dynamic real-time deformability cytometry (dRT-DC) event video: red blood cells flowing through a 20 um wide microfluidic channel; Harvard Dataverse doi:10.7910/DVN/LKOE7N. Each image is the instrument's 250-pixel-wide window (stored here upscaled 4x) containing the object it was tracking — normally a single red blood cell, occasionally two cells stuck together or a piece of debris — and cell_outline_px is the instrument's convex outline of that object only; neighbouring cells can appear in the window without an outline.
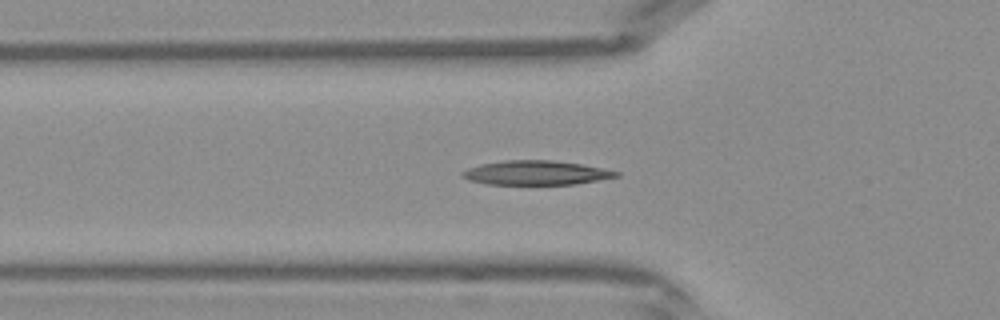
{"species": "Egyptian fruit bat (a non-hibernating species)", "species_latin": "Rousettus aegyptiacus", "temperature_condition": "warm", "stored_images_in_passage": 43, "camera_frame_rate_fps": 3000, "um_per_image_px": 0.085, "frame": {"image": 1, "passage_image": 14, "time_ms": 4.333, "image_size_px": [1000, 320], "cell_outline_px": [[620, 176], [576, 184], [488, 184], [468, 180], [460, 176], [460, 172], [468, 168], [480, 164], [504, 160], [552, 160], [580, 164], [620, 172]], "centroid_in_image_um": [45.51, 14.68], "position_along_channel_um": 80.3, "area_um2": 21.68}}
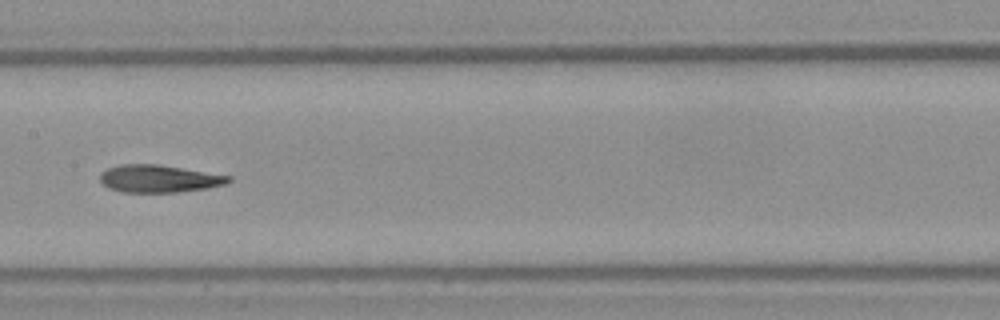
{"frame": {"image": 2, "passage_image": 21, "time_ms": 6.667, "image_size_px": [1000, 320], "cell_outline_px": [[232, 180], [224, 184], [208, 188], [176, 192], [124, 192], [108, 188], [100, 180], [100, 172], [108, 168], [120, 164], [156, 164], [232, 176]], "centroid_in_image_um": [13.5, 15.18], "position_along_channel_um": 193.9, "area_um2": 20.46}}
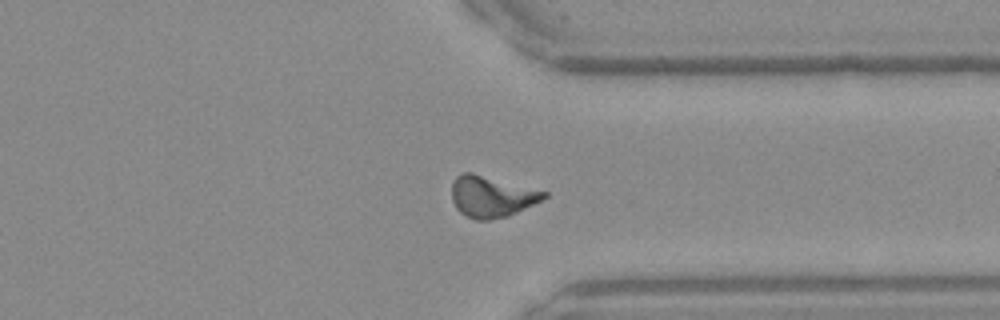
{"frame": {"image": 3, "passage_image": 32, "time_ms": 10.333, "image_size_px": [1000, 320], "cell_outline_px": [[548, 196], [508, 216], [488, 220], [476, 220], [460, 212], [456, 208], [452, 200], [452, 184], [456, 176], [460, 172], [472, 172], [548, 192]], "centroid_in_image_um": [41.75, 16.69], "position_along_channel_um": 369.7, "area_um2": 21.96}}